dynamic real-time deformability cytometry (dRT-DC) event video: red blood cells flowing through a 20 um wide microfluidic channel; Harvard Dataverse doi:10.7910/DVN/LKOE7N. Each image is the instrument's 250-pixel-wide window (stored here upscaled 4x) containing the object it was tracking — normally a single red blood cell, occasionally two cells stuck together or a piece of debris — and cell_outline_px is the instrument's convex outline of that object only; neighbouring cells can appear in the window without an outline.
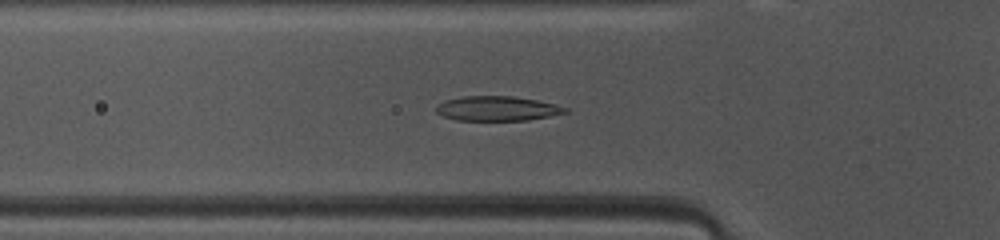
{"species": "common noctule bat (a hibernating species)", "species_latin": "Nyctalus noctula", "temperature_condition": "warm", "stored_images_in_passage": 41, "camera_frame_rate_fps": 3000, "um_per_image_px": 0.085, "animal": {"sex": "female", "body_mass_g": 10.0, "forearm_length_mm": 53.1}, "frame": {"image": 1, "passage_image": 8, "time_ms": 2.333, "image_size_px": [1000, 240], "cell_outline_px": [[568, 112], [528, 120], [456, 120], [444, 116], [436, 112], [436, 108], [444, 100], [464, 96], [512, 96], [536, 100], [556, 104], [568, 108]], "centroid_in_image_um": [42.27, 9.22], "position_along_channel_um": 83.5, "area_um2": 18.38}}
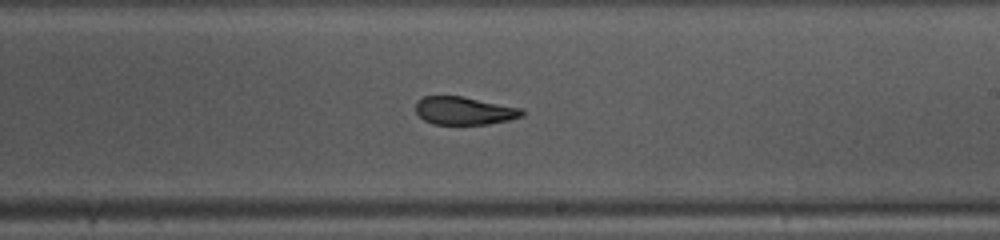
{"frame": {"image": 2, "passage_image": 20, "time_ms": 6.333, "image_size_px": [1000, 240], "cell_outline_px": [[524, 116], [508, 120], [488, 124], [432, 124], [424, 120], [416, 112], [416, 100], [424, 96], [460, 96], [524, 108]], "centroid_in_image_um": [39.47, 9.41], "position_along_channel_um": 249.5, "area_um2": 17.4}}
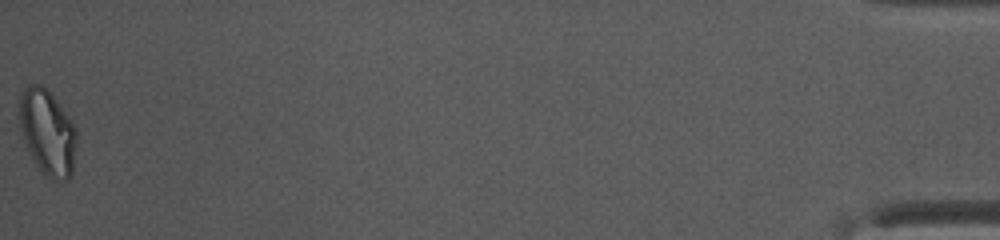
{"frame": {"image": 3, "passage_image": 41, "time_ms": 13.333, "image_size_px": [1000, 240], "cell_outline_px": [[76, 144], [72, 176], [68, 180], [52, 180], [40, 172], [20, 132], [16, 104], [24, 88], [28, 84], [40, 84], [56, 100], [68, 116], [76, 128]], "centroid_in_image_um": [4.0, 11.25], "position_along_channel_um": 431.2, "area_um2": 28.84}, "authors_computed_cell_mechanics": {"area_um2": 18.785, "velocity_mm_per_s": 4.1279, "shape_relaxation_time_tau1_ms": 6.713, "shape_relaxation_time_tau2_ms": 1.5359, "deformation_change_tau1": 0.2087, "deformation_change_tau2": 0.065}}